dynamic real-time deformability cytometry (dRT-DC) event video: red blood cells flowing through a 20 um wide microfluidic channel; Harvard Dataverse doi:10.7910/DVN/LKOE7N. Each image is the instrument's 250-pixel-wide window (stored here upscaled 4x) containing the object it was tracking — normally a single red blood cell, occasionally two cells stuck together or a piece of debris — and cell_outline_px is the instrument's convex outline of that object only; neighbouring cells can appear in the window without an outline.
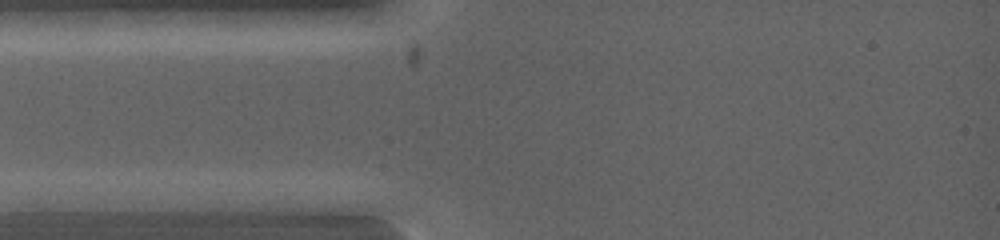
{"species": "common noctule bat (a hibernating species)", "species_latin": "Nyctalus noctula", "temperature_condition": "warm", "stored_images_in_passage": 5, "camera_frame_rate_fps": 5000, "um_per_image_px": 0.085, "animal": {"sex": "female", "body_mass_g": 19.0, "forearm_length_mm": 53.3}, "frame": {"image": 1, "passage_image": 2, "time_ms": 0.2, "image_size_px": [1000, 240], "cell_outline_px": [[124, 200], [108, 208], [96, 212], [32, 212], [12, 200], [48, 192]], "centroid_in_image_um": [5.54, 17.26], "position_along_channel_um": 79.5, "area_um2": 10.98}}